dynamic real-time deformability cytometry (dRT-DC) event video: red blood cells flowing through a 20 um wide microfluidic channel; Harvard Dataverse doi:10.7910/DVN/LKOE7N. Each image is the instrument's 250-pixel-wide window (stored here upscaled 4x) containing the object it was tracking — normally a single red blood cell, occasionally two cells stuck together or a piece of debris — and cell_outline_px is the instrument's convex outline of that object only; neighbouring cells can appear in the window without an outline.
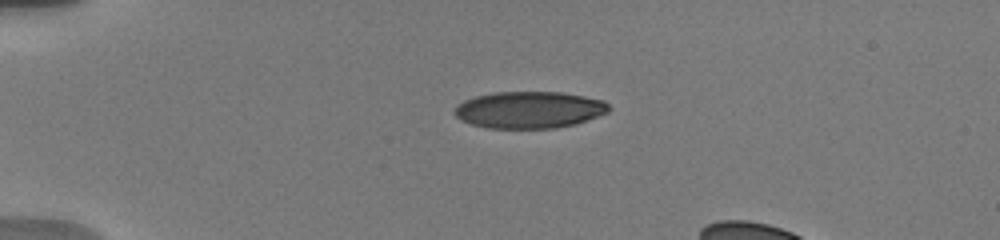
{"species": "human", "species_latin": "Homo sapiens", "temperature_condition": "warm", "stored_images_in_passage": 12, "camera_frame_rate_fps": 3000, "um_per_image_px": 0.085, "donor": {"sex": "male"}, "frame": {"image": 1, "passage_image": 1, "time_ms": 0.0, "image_size_px": [1000, 240], "cell_outline_px": [[608, 112], [576, 124], [556, 128], [488, 128], [472, 124], [460, 120], [452, 112], [456, 104], [464, 100], [476, 96], [496, 92], [564, 92], [604, 100], [608, 104]], "centroid_in_image_um": [44.96, 9.33], "position_along_channel_um": 40.0, "area_um2": 33.23}}
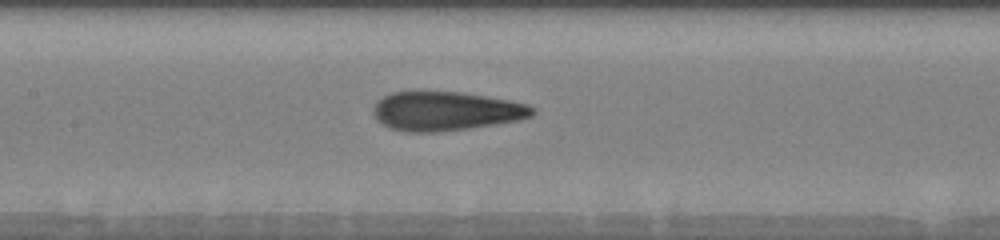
{"frame": {"image": 2, "passage_image": 6, "time_ms": 4.667, "image_size_px": [1000, 240], "cell_outline_px": [[536, 112], [532, 116], [520, 120], [496, 124], [440, 132], [404, 132], [388, 128], [376, 120], [372, 112], [372, 108], [376, 100], [392, 92], [460, 92], [488, 96], [528, 104], [536, 108]], "centroid_in_image_um": [37.88, 9.45], "position_along_channel_um": 169.5, "area_um2": 36.59}}
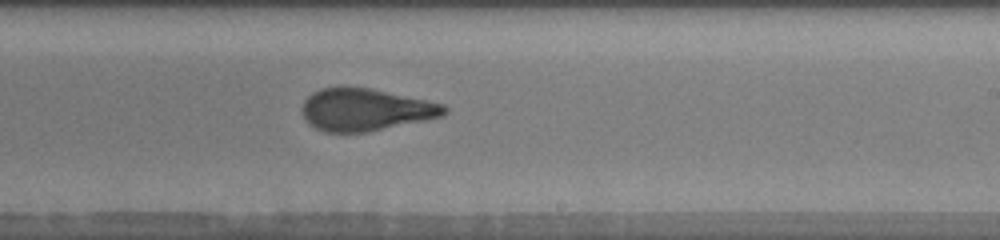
{"frame": {"image": 3, "passage_image": 12, "time_ms": 7.0, "image_size_px": [1000, 240], "cell_outline_px": [[448, 112], [444, 116], [368, 132], [324, 132], [308, 124], [300, 112], [300, 108], [304, 100], [312, 92], [320, 88], [368, 88], [444, 104], [448, 108]], "centroid_in_image_um": [31.03, 9.34], "position_along_channel_um": 258.0, "area_um2": 34.91}}